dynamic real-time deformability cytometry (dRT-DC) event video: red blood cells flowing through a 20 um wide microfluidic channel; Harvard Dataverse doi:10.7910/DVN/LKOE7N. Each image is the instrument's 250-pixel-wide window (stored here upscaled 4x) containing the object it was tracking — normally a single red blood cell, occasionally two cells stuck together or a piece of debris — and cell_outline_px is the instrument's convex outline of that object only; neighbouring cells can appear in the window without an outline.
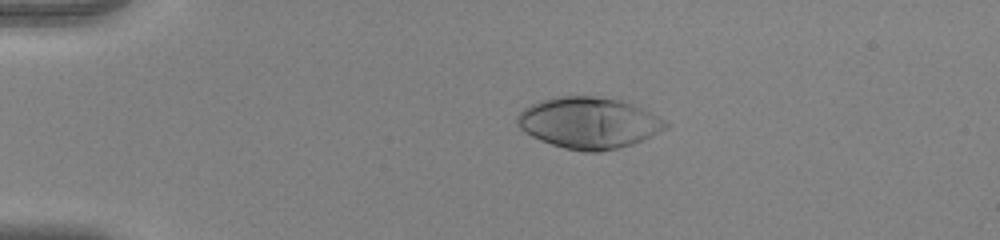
{"species": "human", "species_latin": "Homo sapiens", "temperature_condition": "warm", "stored_images_in_passage": 43, "camera_frame_rate_fps": 3000, "um_per_image_px": 0.085, "donor": {"sex": "female"}, "frame": {"image": 1, "passage_image": 2, "time_ms": 0.333, "image_size_px": [1000, 240], "cell_outline_px": [[668, 128], [660, 132], [632, 144], [600, 152], [584, 152], [564, 148], [540, 140], [524, 132], [516, 124], [516, 116], [524, 108], [540, 100], [564, 96], [592, 96], [620, 100], [632, 104], [668, 120]], "centroid_in_image_um": [50.05, 10.45], "position_along_channel_um": 35.0, "area_um2": 44.27}}
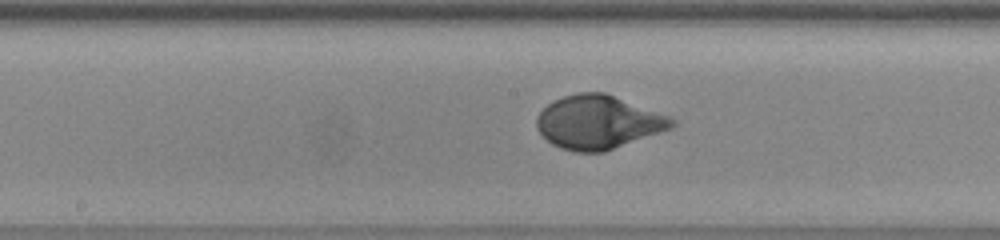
{"frame": {"image": 2, "passage_image": 19, "time_ms": 6.0, "image_size_px": [1000, 240], "cell_outline_px": [[676, 124], [672, 128], [604, 152], [576, 152], [560, 148], [552, 144], [536, 128], [536, 116], [552, 100], [576, 92], [604, 92], [668, 116], [676, 120]], "centroid_in_image_um": [50.83, 10.39], "position_along_channel_um": 197.4, "area_um2": 42.02}}
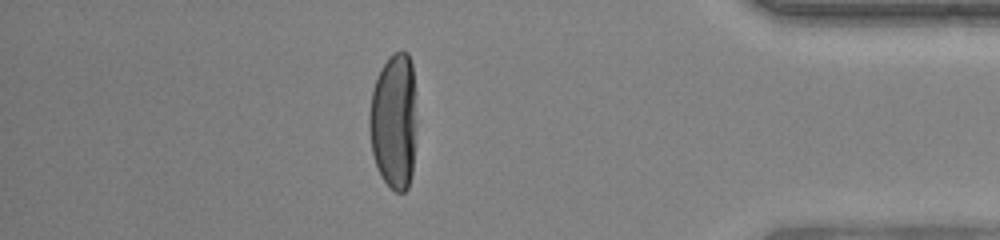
{"frame": {"image": 3, "passage_image": 37, "time_ms": 12.0, "image_size_px": [1000, 240], "cell_outline_px": [[416, 124], [412, 172], [408, 188], [404, 192], [396, 192], [380, 176], [372, 152], [368, 128], [368, 112], [372, 92], [376, 80], [388, 56], [392, 52], [408, 52], [412, 64], [416, 120]], "centroid_in_image_um": [33.47, 10.3], "position_along_channel_um": 401.7, "area_um2": 37.63}, "authors_computed_cell_mechanics": {"area_um2": 41.5004, "velocity_mm_per_s": 3.911, "shape_relaxation_time_tau1_ms": 3.2727, "shape_relaxation_time_tau2_ms": null, "deformation_change_tau1": 0.2465, "deformation_change_tau2": null}}